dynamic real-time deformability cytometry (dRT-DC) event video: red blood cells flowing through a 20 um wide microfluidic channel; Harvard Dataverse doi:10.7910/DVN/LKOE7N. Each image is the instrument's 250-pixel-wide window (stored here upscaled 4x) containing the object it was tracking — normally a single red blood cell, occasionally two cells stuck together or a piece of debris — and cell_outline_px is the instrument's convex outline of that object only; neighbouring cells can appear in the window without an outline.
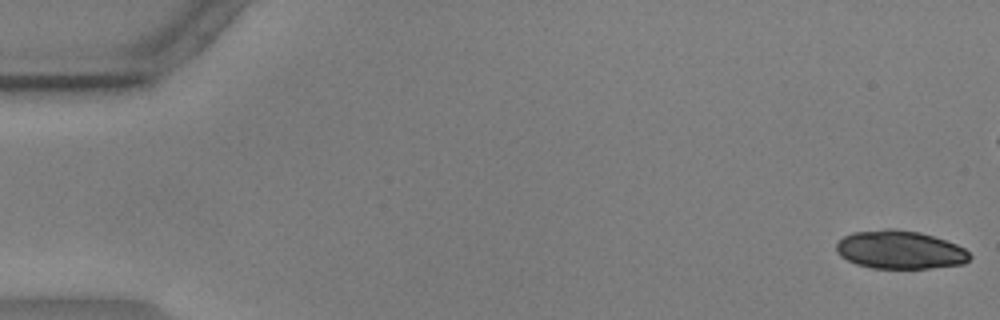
{"species": "common noctule bat (a hibernating species)", "species_latin": "Nyctalus noctula", "temperature_condition": "warm", "stored_images_in_passage": 14, "camera_frame_rate_fps": 3000, "um_per_image_px": 0.085, "animal": {"sex": "male", "body_mass_g": 17.9, "forearm_length_mm": 54.2}, "frame": {"image": 1, "passage_image": 1, "time_ms": 0.0, "image_size_px": [1000, 320], "cell_outline_px": [[972, 256], [964, 264], [928, 268], [872, 268], [856, 264], [840, 256], [836, 252], [836, 244], [844, 236], [852, 232], [884, 228], [892, 228], [920, 232], [956, 244], [964, 248]], "centroid_in_image_um": [76.47, 21.22], "position_along_channel_um": 8.5, "area_um2": 29.82}}